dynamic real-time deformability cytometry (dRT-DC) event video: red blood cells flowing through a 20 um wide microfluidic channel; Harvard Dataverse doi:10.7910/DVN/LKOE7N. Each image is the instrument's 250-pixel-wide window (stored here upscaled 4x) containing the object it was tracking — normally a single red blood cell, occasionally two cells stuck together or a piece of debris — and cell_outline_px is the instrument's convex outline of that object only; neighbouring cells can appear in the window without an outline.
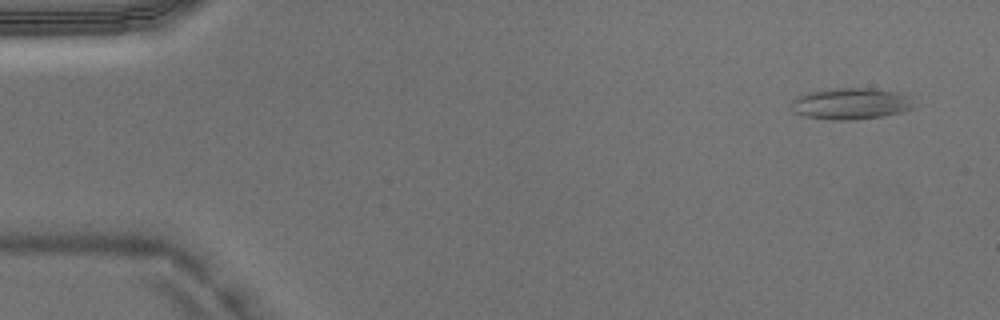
{"species": "Egyptian fruit bat (a non-hibernating species)", "species_latin": "Rousettus aegyptiacus", "temperature_condition": "warm", "stored_images_in_passage": 46, "camera_frame_rate_fps": 3000, "um_per_image_px": 0.085, "animal": {"sex": "male"}, "frame": {"image": 1, "passage_image": 3, "time_ms": 0.667, "image_size_px": [1000, 320], "cell_outline_px": [[916, 108], [884, 116], [856, 120], [832, 120], [804, 116], [792, 112], [788, 108], [788, 104], [796, 96], [808, 92], [836, 88], [872, 88], [900, 92]], "centroid_in_image_um": [72.22, 8.82], "position_along_channel_um": 12.8, "area_um2": 22.72}}
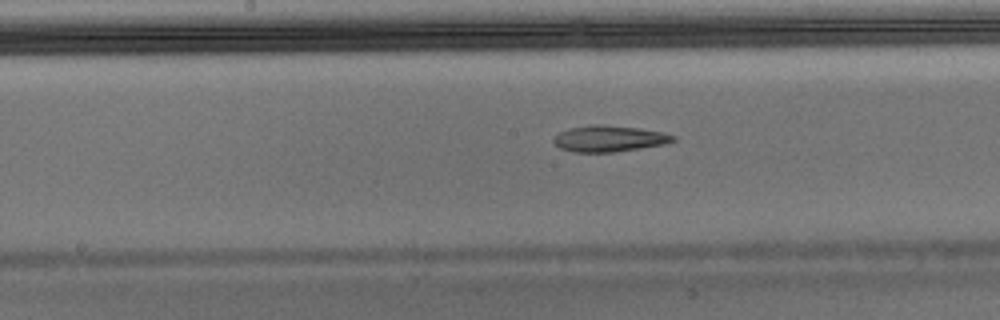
{"frame": {"image": 2, "passage_image": 24, "time_ms": 7.667, "image_size_px": [1000, 320], "cell_outline_px": [[676, 140], [664, 144], [616, 152], [572, 152], [560, 148], [552, 140], [560, 132], [568, 128], [588, 124], [600, 124], [640, 128], [664, 132], [676, 136]], "centroid_in_image_um": [51.78, 11.77], "position_along_channel_um": 196.4, "area_um2": 18.38}}
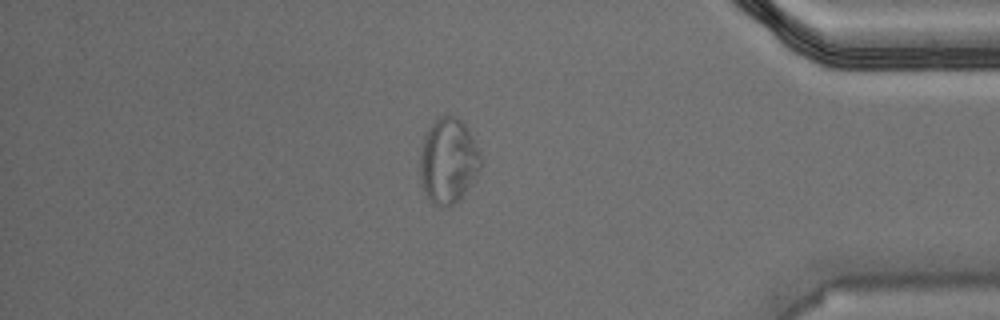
{"frame": {"image": 3, "passage_image": 40, "time_ms": 13.0, "image_size_px": [1000, 320], "cell_outline_px": [[480, 168], [464, 192], [452, 204], [440, 208], [432, 204], [424, 192], [420, 176], [420, 148], [424, 136], [428, 128], [440, 116], [456, 116], [468, 128], [480, 152]], "centroid_in_image_um": [38.06, 13.65], "position_along_channel_um": 397.1, "area_um2": 29.88}}